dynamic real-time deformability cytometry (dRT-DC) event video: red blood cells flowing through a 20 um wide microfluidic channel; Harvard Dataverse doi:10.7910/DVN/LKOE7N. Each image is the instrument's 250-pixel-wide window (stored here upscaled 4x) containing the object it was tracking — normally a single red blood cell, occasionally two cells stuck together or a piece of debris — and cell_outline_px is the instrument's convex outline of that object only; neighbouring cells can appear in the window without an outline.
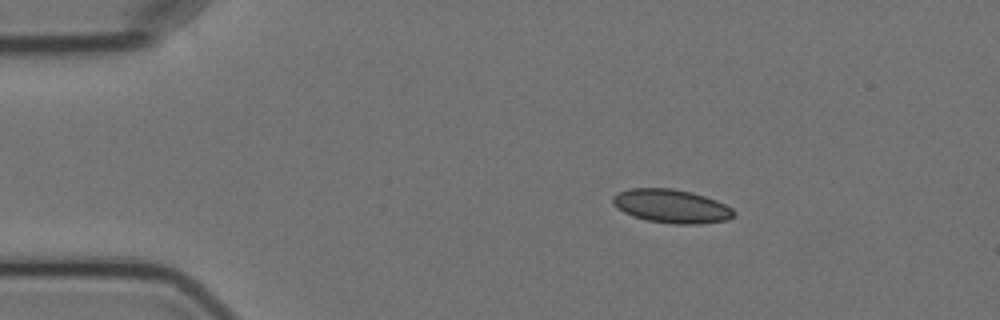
{"species": "Egyptian fruit bat (a non-hibernating species)", "species_latin": "Rousettus aegyptiacus", "temperature_condition": "cold", "stored_images_in_passage": 2, "camera_frame_rate_fps": 3000, "um_per_image_px": 0.085, "animal": {"sex": "female"}, "frame": {"image": 1, "passage_image": 1, "time_ms": 0.0, "image_size_px": [1000, 320], "cell_outline_px": [[736, 212], [728, 220], [700, 224], [676, 224], [648, 220], [632, 216], [616, 208], [612, 204], [612, 196], [616, 192], [628, 188], [672, 188], [692, 192], [716, 200], [732, 208]], "centroid_in_image_um": [57.03, 17.51], "position_along_channel_um": 28.0, "area_um2": 23.87}}